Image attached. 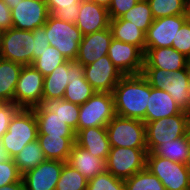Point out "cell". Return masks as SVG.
Segmentation results:
<instances>
[{
  "label": "cell",
  "instance_id": "obj_1",
  "mask_svg": "<svg viewBox=\"0 0 190 190\" xmlns=\"http://www.w3.org/2000/svg\"><path fill=\"white\" fill-rule=\"evenodd\" d=\"M112 94L116 115L145 120L150 84L142 74L124 75Z\"/></svg>",
  "mask_w": 190,
  "mask_h": 190
},
{
  "label": "cell",
  "instance_id": "obj_2",
  "mask_svg": "<svg viewBox=\"0 0 190 190\" xmlns=\"http://www.w3.org/2000/svg\"><path fill=\"white\" fill-rule=\"evenodd\" d=\"M142 75L151 87L168 92L183 111L190 112V81L185 68L175 72L143 68Z\"/></svg>",
  "mask_w": 190,
  "mask_h": 190
},
{
  "label": "cell",
  "instance_id": "obj_3",
  "mask_svg": "<svg viewBox=\"0 0 190 190\" xmlns=\"http://www.w3.org/2000/svg\"><path fill=\"white\" fill-rule=\"evenodd\" d=\"M38 123L32 108H19L10 120L8 131L0 138L14 158L22 148L37 140Z\"/></svg>",
  "mask_w": 190,
  "mask_h": 190
},
{
  "label": "cell",
  "instance_id": "obj_4",
  "mask_svg": "<svg viewBox=\"0 0 190 190\" xmlns=\"http://www.w3.org/2000/svg\"><path fill=\"white\" fill-rule=\"evenodd\" d=\"M110 147L147 148L142 120L115 115L106 126Z\"/></svg>",
  "mask_w": 190,
  "mask_h": 190
},
{
  "label": "cell",
  "instance_id": "obj_5",
  "mask_svg": "<svg viewBox=\"0 0 190 190\" xmlns=\"http://www.w3.org/2000/svg\"><path fill=\"white\" fill-rule=\"evenodd\" d=\"M35 40L31 30L10 28L0 32V57L23 66L32 65Z\"/></svg>",
  "mask_w": 190,
  "mask_h": 190
},
{
  "label": "cell",
  "instance_id": "obj_6",
  "mask_svg": "<svg viewBox=\"0 0 190 190\" xmlns=\"http://www.w3.org/2000/svg\"><path fill=\"white\" fill-rule=\"evenodd\" d=\"M45 32L50 46L57 48L67 60H76L83 35L75 23L59 20L50 14L45 23Z\"/></svg>",
  "mask_w": 190,
  "mask_h": 190
},
{
  "label": "cell",
  "instance_id": "obj_7",
  "mask_svg": "<svg viewBox=\"0 0 190 190\" xmlns=\"http://www.w3.org/2000/svg\"><path fill=\"white\" fill-rule=\"evenodd\" d=\"M115 115L113 94L95 92L80 105L77 132L89 127H106Z\"/></svg>",
  "mask_w": 190,
  "mask_h": 190
},
{
  "label": "cell",
  "instance_id": "obj_8",
  "mask_svg": "<svg viewBox=\"0 0 190 190\" xmlns=\"http://www.w3.org/2000/svg\"><path fill=\"white\" fill-rule=\"evenodd\" d=\"M146 169L162 182L166 190H190V175L184 163L148 152Z\"/></svg>",
  "mask_w": 190,
  "mask_h": 190
},
{
  "label": "cell",
  "instance_id": "obj_9",
  "mask_svg": "<svg viewBox=\"0 0 190 190\" xmlns=\"http://www.w3.org/2000/svg\"><path fill=\"white\" fill-rule=\"evenodd\" d=\"M147 153V148L110 147L107 171L125 180L146 168Z\"/></svg>",
  "mask_w": 190,
  "mask_h": 190
},
{
  "label": "cell",
  "instance_id": "obj_10",
  "mask_svg": "<svg viewBox=\"0 0 190 190\" xmlns=\"http://www.w3.org/2000/svg\"><path fill=\"white\" fill-rule=\"evenodd\" d=\"M188 114L189 112L182 111L180 114L146 123L147 152H152L160 144L184 137Z\"/></svg>",
  "mask_w": 190,
  "mask_h": 190
},
{
  "label": "cell",
  "instance_id": "obj_11",
  "mask_svg": "<svg viewBox=\"0 0 190 190\" xmlns=\"http://www.w3.org/2000/svg\"><path fill=\"white\" fill-rule=\"evenodd\" d=\"M44 76L32 65L23 66L14 92V103L19 108L38 106L43 96Z\"/></svg>",
  "mask_w": 190,
  "mask_h": 190
},
{
  "label": "cell",
  "instance_id": "obj_12",
  "mask_svg": "<svg viewBox=\"0 0 190 190\" xmlns=\"http://www.w3.org/2000/svg\"><path fill=\"white\" fill-rule=\"evenodd\" d=\"M123 76L108 55L84 66V77L96 92L112 93Z\"/></svg>",
  "mask_w": 190,
  "mask_h": 190
},
{
  "label": "cell",
  "instance_id": "obj_13",
  "mask_svg": "<svg viewBox=\"0 0 190 190\" xmlns=\"http://www.w3.org/2000/svg\"><path fill=\"white\" fill-rule=\"evenodd\" d=\"M190 14L154 19L145 33V48L172 47L173 40Z\"/></svg>",
  "mask_w": 190,
  "mask_h": 190
},
{
  "label": "cell",
  "instance_id": "obj_14",
  "mask_svg": "<svg viewBox=\"0 0 190 190\" xmlns=\"http://www.w3.org/2000/svg\"><path fill=\"white\" fill-rule=\"evenodd\" d=\"M49 15L45 1L22 0L11 9L12 27L32 31L43 26Z\"/></svg>",
  "mask_w": 190,
  "mask_h": 190
},
{
  "label": "cell",
  "instance_id": "obj_15",
  "mask_svg": "<svg viewBox=\"0 0 190 190\" xmlns=\"http://www.w3.org/2000/svg\"><path fill=\"white\" fill-rule=\"evenodd\" d=\"M107 55L123 75L142 74L144 53L137 46L113 38Z\"/></svg>",
  "mask_w": 190,
  "mask_h": 190
},
{
  "label": "cell",
  "instance_id": "obj_16",
  "mask_svg": "<svg viewBox=\"0 0 190 190\" xmlns=\"http://www.w3.org/2000/svg\"><path fill=\"white\" fill-rule=\"evenodd\" d=\"M66 162L45 160L22 175L25 190H55Z\"/></svg>",
  "mask_w": 190,
  "mask_h": 190
},
{
  "label": "cell",
  "instance_id": "obj_17",
  "mask_svg": "<svg viewBox=\"0 0 190 190\" xmlns=\"http://www.w3.org/2000/svg\"><path fill=\"white\" fill-rule=\"evenodd\" d=\"M113 39L110 28L84 35L79 43L76 60L83 66L97 61L108 54V49Z\"/></svg>",
  "mask_w": 190,
  "mask_h": 190
},
{
  "label": "cell",
  "instance_id": "obj_18",
  "mask_svg": "<svg viewBox=\"0 0 190 190\" xmlns=\"http://www.w3.org/2000/svg\"><path fill=\"white\" fill-rule=\"evenodd\" d=\"M78 13L79 17L75 25L81 30L83 36L109 27L108 9L101 5L89 0H82Z\"/></svg>",
  "mask_w": 190,
  "mask_h": 190
},
{
  "label": "cell",
  "instance_id": "obj_19",
  "mask_svg": "<svg viewBox=\"0 0 190 190\" xmlns=\"http://www.w3.org/2000/svg\"><path fill=\"white\" fill-rule=\"evenodd\" d=\"M70 80L63 99L73 104H84L96 91L84 77V66L77 60H68Z\"/></svg>",
  "mask_w": 190,
  "mask_h": 190
},
{
  "label": "cell",
  "instance_id": "obj_20",
  "mask_svg": "<svg viewBox=\"0 0 190 190\" xmlns=\"http://www.w3.org/2000/svg\"><path fill=\"white\" fill-rule=\"evenodd\" d=\"M187 57L173 47L145 48L143 68L175 72L186 67Z\"/></svg>",
  "mask_w": 190,
  "mask_h": 190
},
{
  "label": "cell",
  "instance_id": "obj_21",
  "mask_svg": "<svg viewBox=\"0 0 190 190\" xmlns=\"http://www.w3.org/2000/svg\"><path fill=\"white\" fill-rule=\"evenodd\" d=\"M75 143L90 154L107 160L110 143L106 127H89L76 133Z\"/></svg>",
  "mask_w": 190,
  "mask_h": 190
},
{
  "label": "cell",
  "instance_id": "obj_22",
  "mask_svg": "<svg viewBox=\"0 0 190 190\" xmlns=\"http://www.w3.org/2000/svg\"><path fill=\"white\" fill-rule=\"evenodd\" d=\"M183 110L176 104L170 94L163 89L150 86V96L146 109L145 124L163 117L180 114Z\"/></svg>",
  "mask_w": 190,
  "mask_h": 190
},
{
  "label": "cell",
  "instance_id": "obj_23",
  "mask_svg": "<svg viewBox=\"0 0 190 190\" xmlns=\"http://www.w3.org/2000/svg\"><path fill=\"white\" fill-rule=\"evenodd\" d=\"M87 180L107 171L106 160L90 154L86 149L76 143L71 148V153L67 161Z\"/></svg>",
  "mask_w": 190,
  "mask_h": 190
},
{
  "label": "cell",
  "instance_id": "obj_24",
  "mask_svg": "<svg viewBox=\"0 0 190 190\" xmlns=\"http://www.w3.org/2000/svg\"><path fill=\"white\" fill-rule=\"evenodd\" d=\"M34 112H54L77 133L80 106L65 99H42L38 106L32 108Z\"/></svg>",
  "mask_w": 190,
  "mask_h": 190
},
{
  "label": "cell",
  "instance_id": "obj_25",
  "mask_svg": "<svg viewBox=\"0 0 190 190\" xmlns=\"http://www.w3.org/2000/svg\"><path fill=\"white\" fill-rule=\"evenodd\" d=\"M76 137H60L38 134L37 141L46 160L67 162Z\"/></svg>",
  "mask_w": 190,
  "mask_h": 190
},
{
  "label": "cell",
  "instance_id": "obj_26",
  "mask_svg": "<svg viewBox=\"0 0 190 190\" xmlns=\"http://www.w3.org/2000/svg\"><path fill=\"white\" fill-rule=\"evenodd\" d=\"M109 28L114 39L135 45L145 53V32L133 25L131 21L120 18L110 19Z\"/></svg>",
  "mask_w": 190,
  "mask_h": 190
},
{
  "label": "cell",
  "instance_id": "obj_27",
  "mask_svg": "<svg viewBox=\"0 0 190 190\" xmlns=\"http://www.w3.org/2000/svg\"><path fill=\"white\" fill-rule=\"evenodd\" d=\"M23 65L0 57V102L14 103V92Z\"/></svg>",
  "mask_w": 190,
  "mask_h": 190
},
{
  "label": "cell",
  "instance_id": "obj_28",
  "mask_svg": "<svg viewBox=\"0 0 190 190\" xmlns=\"http://www.w3.org/2000/svg\"><path fill=\"white\" fill-rule=\"evenodd\" d=\"M69 80L67 60L56 67L51 74L44 77L42 99H63Z\"/></svg>",
  "mask_w": 190,
  "mask_h": 190
},
{
  "label": "cell",
  "instance_id": "obj_29",
  "mask_svg": "<svg viewBox=\"0 0 190 190\" xmlns=\"http://www.w3.org/2000/svg\"><path fill=\"white\" fill-rule=\"evenodd\" d=\"M38 123V134L60 136V137H76L75 131L70 128L54 112H34Z\"/></svg>",
  "mask_w": 190,
  "mask_h": 190
},
{
  "label": "cell",
  "instance_id": "obj_30",
  "mask_svg": "<svg viewBox=\"0 0 190 190\" xmlns=\"http://www.w3.org/2000/svg\"><path fill=\"white\" fill-rule=\"evenodd\" d=\"M14 163L21 175L34 169L41 162L45 161L43 150L37 140L25 145L22 150L13 158Z\"/></svg>",
  "mask_w": 190,
  "mask_h": 190
},
{
  "label": "cell",
  "instance_id": "obj_31",
  "mask_svg": "<svg viewBox=\"0 0 190 190\" xmlns=\"http://www.w3.org/2000/svg\"><path fill=\"white\" fill-rule=\"evenodd\" d=\"M154 19L190 14V0H147Z\"/></svg>",
  "mask_w": 190,
  "mask_h": 190
},
{
  "label": "cell",
  "instance_id": "obj_32",
  "mask_svg": "<svg viewBox=\"0 0 190 190\" xmlns=\"http://www.w3.org/2000/svg\"><path fill=\"white\" fill-rule=\"evenodd\" d=\"M189 144L186 137H180L172 141L158 145L153 151L160 157L167 158L170 161L185 163L188 156Z\"/></svg>",
  "mask_w": 190,
  "mask_h": 190
},
{
  "label": "cell",
  "instance_id": "obj_33",
  "mask_svg": "<svg viewBox=\"0 0 190 190\" xmlns=\"http://www.w3.org/2000/svg\"><path fill=\"white\" fill-rule=\"evenodd\" d=\"M82 0H45L49 13L57 19L75 23L79 17V8Z\"/></svg>",
  "mask_w": 190,
  "mask_h": 190
},
{
  "label": "cell",
  "instance_id": "obj_34",
  "mask_svg": "<svg viewBox=\"0 0 190 190\" xmlns=\"http://www.w3.org/2000/svg\"><path fill=\"white\" fill-rule=\"evenodd\" d=\"M120 19L131 21L133 25L137 26L145 33L154 21L147 0H139L129 11L124 13Z\"/></svg>",
  "mask_w": 190,
  "mask_h": 190
},
{
  "label": "cell",
  "instance_id": "obj_35",
  "mask_svg": "<svg viewBox=\"0 0 190 190\" xmlns=\"http://www.w3.org/2000/svg\"><path fill=\"white\" fill-rule=\"evenodd\" d=\"M125 190H166L162 182L146 168L124 180Z\"/></svg>",
  "mask_w": 190,
  "mask_h": 190
},
{
  "label": "cell",
  "instance_id": "obj_36",
  "mask_svg": "<svg viewBox=\"0 0 190 190\" xmlns=\"http://www.w3.org/2000/svg\"><path fill=\"white\" fill-rule=\"evenodd\" d=\"M65 61L66 57L57 48L49 46L33 61L32 66L45 77Z\"/></svg>",
  "mask_w": 190,
  "mask_h": 190
},
{
  "label": "cell",
  "instance_id": "obj_37",
  "mask_svg": "<svg viewBox=\"0 0 190 190\" xmlns=\"http://www.w3.org/2000/svg\"><path fill=\"white\" fill-rule=\"evenodd\" d=\"M87 184L88 180L66 162L55 190H86Z\"/></svg>",
  "mask_w": 190,
  "mask_h": 190
},
{
  "label": "cell",
  "instance_id": "obj_38",
  "mask_svg": "<svg viewBox=\"0 0 190 190\" xmlns=\"http://www.w3.org/2000/svg\"><path fill=\"white\" fill-rule=\"evenodd\" d=\"M86 190H125V183L106 171L89 179Z\"/></svg>",
  "mask_w": 190,
  "mask_h": 190
},
{
  "label": "cell",
  "instance_id": "obj_39",
  "mask_svg": "<svg viewBox=\"0 0 190 190\" xmlns=\"http://www.w3.org/2000/svg\"><path fill=\"white\" fill-rule=\"evenodd\" d=\"M172 47L186 57L190 53V18L181 26L173 40Z\"/></svg>",
  "mask_w": 190,
  "mask_h": 190
},
{
  "label": "cell",
  "instance_id": "obj_40",
  "mask_svg": "<svg viewBox=\"0 0 190 190\" xmlns=\"http://www.w3.org/2000/svg\"><path fill=\"white\" fill-rule=\"evenodd\" d=\"M22 178L13 158L11 160L0 163V188L18 182Z\"/></svg>",
  "mask_w": 190,
  "mask_h": 190
},
{
  "label": "cell",
  "instance_id": "obj_41",
  "mask_svg": "<svg viewBox=\"0 0 190 190\" xmlns=\"http://www.w3.org/2000/svg\"><path fill=\"white\" fill-rule=\"evenodd\" d=\"M19 107L12 102H0V138L8 131L11 118Z\"/></svg>",
  "mask_w": 190,
  "mask_h": 190
},
{
  "label": "cell",
  "instance_id": "obj_42",
  "mask_svg": "<svg viewBox=\"0 0 190 190\" xmlns=\"http://www.w3.org/2000/svg\"><path fill=\"white\" fill-rule=\"evenodd\" d=\"M139 0H112L108 7L110 19L120 18L124 13L129 11Z\"/></svg>",
  "mask_w": 190,
  "mask_h": 190
},
{
  "label": "cell",
  "instance_id": "obj_43",
  "mask_svg": "<svg viewBox=\"0 0 190 190\" xmlns=\"http://www.w3.org/2000/svg\"><path fill=\"white\" fill-rule=\"evenodd\" d=\"M35 40V51H33V61L41 56V53L50 46L49 39L45 32V24L32 30Z\"/></svg>",
  "mask_w": 190,
  "mask_h": 190
},
{
  "label": "cell",
  "instance_id": "obj_44",
  "mask_svg": "<svg viewBox=\"0 0 190 190\" xmlns=\"http://www.w3.org/2000/svg\"><path fill=\"white\" fill-rule=\"evenodd\" d=\"M12 28L11 9L0 0V32Z\"/></svg>",
  "mask_w": 190,
  "mask_h": 190
},
{
  "label": "cell",
  "instance_id": "obj_45",
  "mask_svg": "<svg viewBox=\"0 0 190 190\" xmlns=\"http://www.w3.org/2000/svg\"><path fill=\"white\" fill-rule=\"evenodd\" d=\"M0 190H25V187L21 178L18 182L1 187Z\"/></svg>",
  "mask_w": 190,
  "mask_h": 190
},
{
  "label": "cell",
  "instance_id": "obj_46",
  "mask_svg": "<svg viewBox=\"0 0 190 190\" xmlns=\"http://www.w3.org/2000/svg\"><path fill=\"white\" fill-rule=\"evenodd\" d=\"M12 157L9 155L8 151L5 149L2 141L0 140V163L11 160Z\"/></svg>",
  "mask_w": 190,
  "mask_h": 190
},
{
  "label": "cell",
  "instance_id": "obj_47",
  "mask_svg": "<svg viewBox=\"0 0 190 190\" xmlns=\"http://www.w3.org/2000/svg\"><path fill=\"white\" fill-rule=\"evenodd\" d=\"M185 137L190 146V112L188 114V119H187V123H186Z\"/></svg>",
  "mask_w": 190,
  "mask_h": 190
},
{
  "label": "cell",
  "instance_id": "obj_48",
  "mask_svg": "<svg viewBox=\"0 0 190 190\" xmlns=\"http://www.w3.org/2000/svg\"><path fill=\"white\" fill-rule=\"evenodd\" d=\"M108 9L112 0H89Z\"/></svg>",
  "mask_w": 190,
  "mask_h": 190
},
{
  "label": "cell",
  "instance_id": "obj_49",
  "mask_svg": "<svg viewBox=\"0 0 190 190\" xmlns=\"http://www.w3.org/2000/svg\"><path fill=\"white\" fill-rule=\"evenodd\" d=\"M19 1L22 0H3V2L9 6L10 9L14 8Z\"/></svg>",
  "mask_w": 190,
  "mask_h": 190
},
{
  "label": "cell",
  "instance_id": "obj_50",
  "mask_svg": "<svg viewBox=\"0 0 190 190\" xmlns=\"http://www.w3.org/2000/svg\"><path fill=\"white\" fill-rule=\"evenodd\" d=\"M185 167L190 175V146H189V151H188V156L186 158V162L184 163Z\"/></svg>",
  "mask_w": 190,
  "mask_h": 190
},
{
  "label": "cell",
  "instance_id": "obj_51",
  "mask_svg": "<svg viewBox=\"0 0 190 190\" xmlns=\"http://www.w3.org/2000/svg\"><path fill=\"white\" fill-rule=\"evenodd\" d=\"M186 72H187V76L189 78V81H190V59H187V63H186Z\"/></svg>",
  "mask_w": 190,
  "mask_h": 190
}]
</instances>
